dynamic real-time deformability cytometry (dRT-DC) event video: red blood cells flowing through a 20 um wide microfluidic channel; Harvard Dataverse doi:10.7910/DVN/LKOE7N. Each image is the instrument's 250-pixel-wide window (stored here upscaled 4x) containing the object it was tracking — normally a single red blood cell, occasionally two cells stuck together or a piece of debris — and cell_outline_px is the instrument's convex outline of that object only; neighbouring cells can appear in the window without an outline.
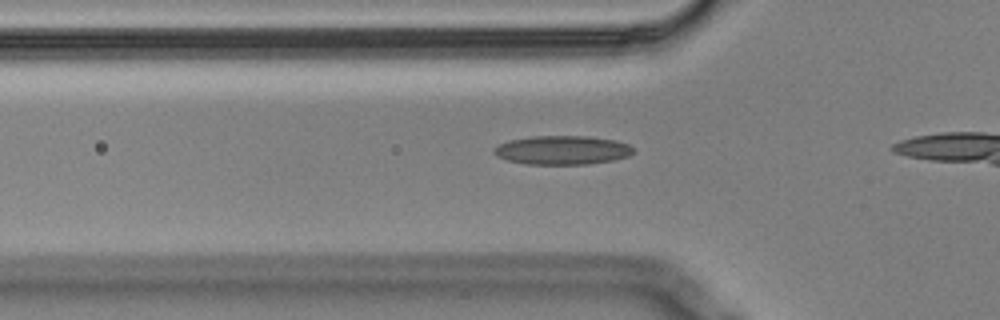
{"species": "Egyptian fruit bat (a non-hibernating species)", "species_latin": "Rousettus aegyptiacus", "temperature_condition": "cold", "stored_images_in_passage": 12, "camera_frame_rate_fps": 3000, "um_per_image_px": 0.085, "animal": {"sex": "male"}, "frame": {"image": 1, "passage_image": 6, "time_ms": 1.667, "image_size_px": [1000, 320], "cell_outline_px": [[632, 152], [628, 156], [612, 160], [588, 164], [524, 164], [508, 160], [496, 156], [492, 152], [492, 148], [508, 140], [532, 136], [588, 136], [616, 140], [628, 144], [632, 148]], "centroid_in_image_um": [47.74, 12.75], "position_along_channel_um": 78.1, "area_um2": 23.47}}
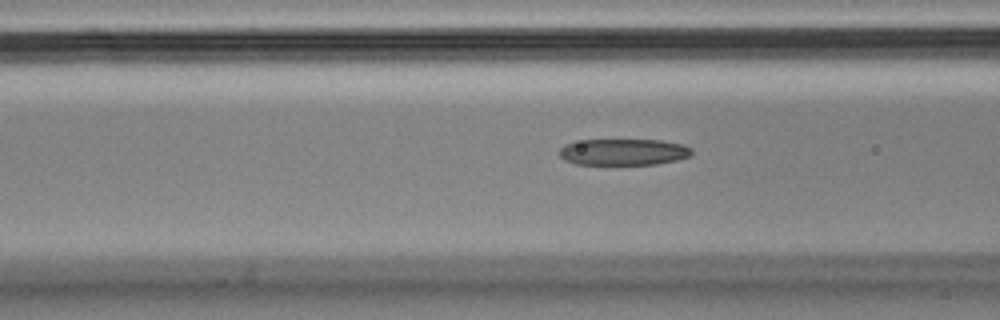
{"frame": {"image": 2, "passage_image": 9, "time_ms": 2.667, "image_size_px": [1000, 320], "cell_outline_px": [[692, 156], [676, 160], [656, 164], [576, 164], [564, 160], [560, 156], [560, 148], [564, 144], [584, 140], [660, 140], [684, 144], [692, 148]], "centroid_in_image_um": [53.03, 12.91], "position_along_channel_um": 113.6, "area_um2": 20.4}}